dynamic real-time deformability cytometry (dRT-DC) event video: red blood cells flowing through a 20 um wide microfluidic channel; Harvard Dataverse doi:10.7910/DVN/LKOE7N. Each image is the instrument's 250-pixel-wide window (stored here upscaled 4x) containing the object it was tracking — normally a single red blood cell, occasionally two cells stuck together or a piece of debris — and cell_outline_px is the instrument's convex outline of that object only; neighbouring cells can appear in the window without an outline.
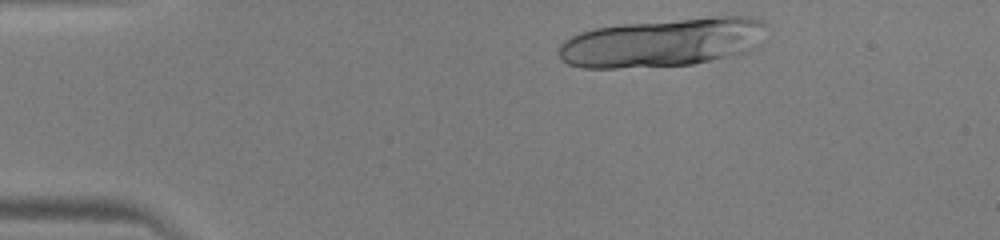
{"species": "human", "species_latin": "Homo sapiens", "temperature_condition": "warm", "stored_images_in_passage": 11, "camera_frame_rate_fps": 3000, "um_per_image_px": 0.085, "donor": {"sex": "male"}, "frame": {"image": 1, "passage_image": 2, "time_ms": 0.333, "image_size_px": [1000, 240], "cell_outline_px": [[768, 24], [764, 44], [760, 48], [748, 52], [692, 64], [616, 68], [580, 68], [568, 64], [560, 60], [560, 44], [564, 40], [580, 32], [592, 28], [620, 24], [720, 16], [748, 16], [764, 20]], "centroid_in_image_um": [56.43, 3.6], "position_along_channel_um": 28.6, "area_um2": 59.71}}